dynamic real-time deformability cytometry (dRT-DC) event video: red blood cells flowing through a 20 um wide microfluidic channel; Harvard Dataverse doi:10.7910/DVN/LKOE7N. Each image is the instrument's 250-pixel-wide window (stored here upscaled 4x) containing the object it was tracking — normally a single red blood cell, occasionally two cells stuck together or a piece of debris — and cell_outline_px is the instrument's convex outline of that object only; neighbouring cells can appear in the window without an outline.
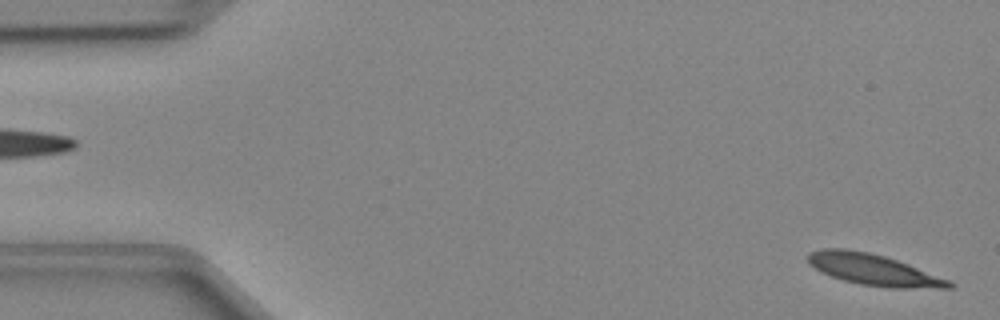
{"species": "Egyptian fruit bat (a non-hibernating species)", "species_latin": "Rousettus aegyptiacus", "temperature_condition": "cold", "stored_images_in_passage": 47, "camera_frame_rate_fps": 3000, "um_per_image_px": 0.085, "animal": {"sex": "female"}, "frame": {"image": 1, "passage_image": 1, "time_ms": 0.0, "image_size_px": [1000, 320], "cell_outline_px": [[956, 284], [952, 288], [892, 288], [860, 284], [844, 280], [820, 272], [808, 264], [804, 256], [808, 252], [820, 248], [844, 248], [868, 252], [884, 256], [908, 264], [952, 280]], "centroid_in_image_um": [74.22, 22.92], "position_along_channel_um": 10.8, "area_um2": 26.01}}
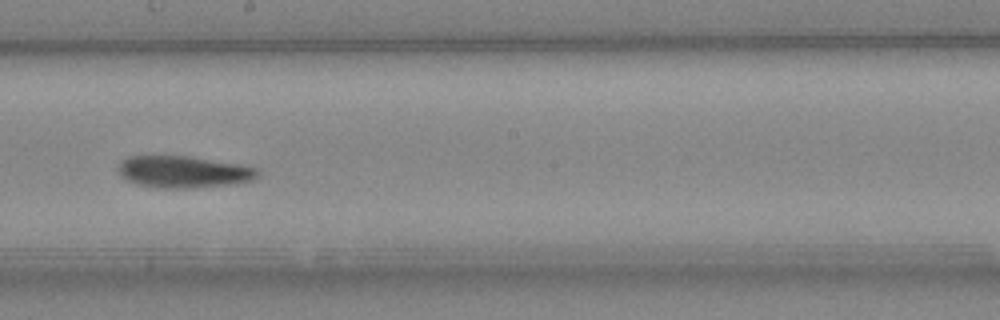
{"frame": {"image": 2, "passage_image": 26, "time_ms": 8.333, "image_size_px": [1000, 320], "cell_outline_px": [[260, 176], [252, 180], [236, 184], [188, 188], [160, 188], [136, 184], [120, 176], [116, 168], [120, 160], [128, 156], [188, 156], [244, 164], [256, 168], [260, 172]], "centroid_in_image_um": [15.61, 14.6], "position_along_channel_um": 232.6, "area_um2": 26.36}}
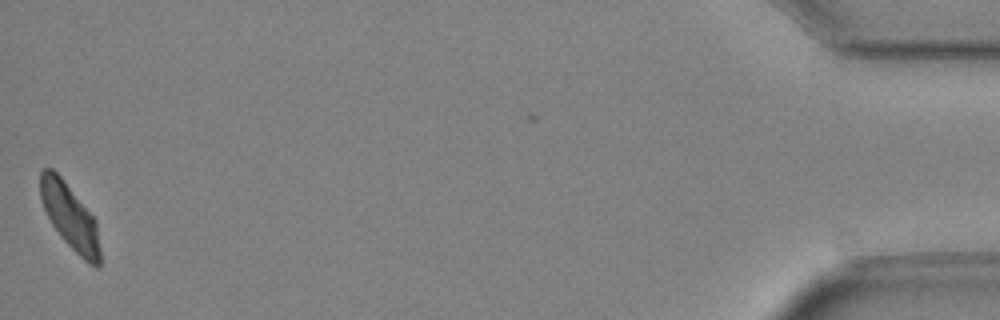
{"frame": {"image": 3, "passage_image": 47, "time_ms": 15.333, "image_size_px": [1000, 320], "cell_outline_px": [[100, 268], [96, 268], [88, 264], [60, 236], [52, 224], [40, 200], [40, 172], [44, 168], [52, 168], [60, 176], [96, 220], [100, 248]], "centroid_in_image_um": [5.95, 18.44], "position_along_channel_um": 429.2, "area_um2": 22.54}}